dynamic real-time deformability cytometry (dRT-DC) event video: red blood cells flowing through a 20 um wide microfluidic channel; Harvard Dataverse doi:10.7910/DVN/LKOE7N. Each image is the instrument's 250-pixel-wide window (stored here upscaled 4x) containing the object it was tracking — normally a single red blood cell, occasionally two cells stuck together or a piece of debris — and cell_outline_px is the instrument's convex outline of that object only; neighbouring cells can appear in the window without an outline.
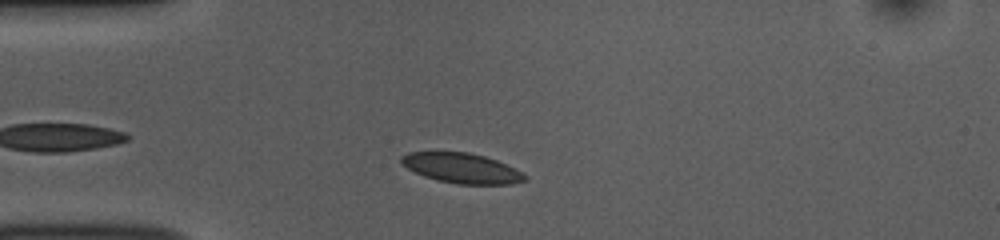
{"species": "common noctule bat (a hibernating species)", "species_latin": "Nyctalus noctula", "temperature_condition": "room temperature", "stored_images_in_passage": 32, "camera_frame_rate_fps": 3000, "um_per_image_px": 0.085, "animal": {"sex": "female", "body_mass_g": 10.0, "forearm_length_mm": 53.1}, "frame": {"image": 1, "passage_image": 5, "time_ms": 1.333, "image_size_px": [1000, 240], "cell_outline_px": [[528, 180], [512, 184], [456, 184], [424, 176], [400, 164], [400, 156], [408, 152], [468, 152], [484, 156], [496, 160], [528, 176]], "centroid_in_image_um": [39.23, 14.29], "position_along_channel_um": 45.8, "area_um2": 21.44}}
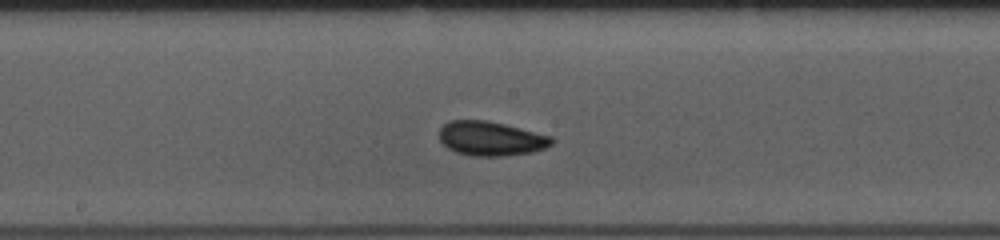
{"frame": {"image": 2, "passage_image": 19, "time_ms": 6.0, "image_size_px": [1000, 240], "cell_outline_px": [[556, 140], [552, 144], [544, 148], [532, 152], [500, 156], [472, 156], [456, 152], [448, 148], [440, 140], [440, 128], [444, 124], [452, 120], [484, 120], [504, 124], [552, 136]], "centroid_in_image_um": [41.74, 11.78], "position_along_channel_um": 206.5, "area_um2": 22.37}}
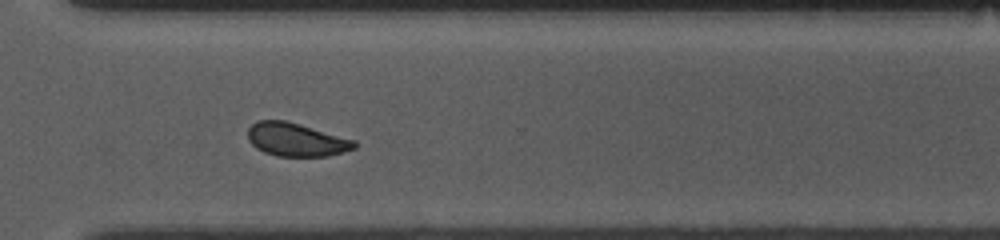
{"frame": {"image": 3, "passage_image": 30, "time_ms": 9.667, "image_size_px": [1000, 240], "cell_outline_px": [[356, 148], [344, 152], [328, 156], [276, 156], [264, 152], [256, 148], [248, 140], [248, 128], [256, 120], [284, 120], [300, 124], [356, 140]], "centroid_in_image_um": [25.18, 11.87], "position_along_channel_um": 345.4, "area_um2": 20.81}, "authors_computed_cell_mechanics": {"area_um2": 21.5016, "velocity_mm_per_s": 3.7897, "shape_relaxation_time_tau1_ms": 2.0013, "shape_relaxation_time_tau2_ms": 0.6554, "deformation_change_tau1": 0.0752, "deformation_change_tau2": 0.0371}}